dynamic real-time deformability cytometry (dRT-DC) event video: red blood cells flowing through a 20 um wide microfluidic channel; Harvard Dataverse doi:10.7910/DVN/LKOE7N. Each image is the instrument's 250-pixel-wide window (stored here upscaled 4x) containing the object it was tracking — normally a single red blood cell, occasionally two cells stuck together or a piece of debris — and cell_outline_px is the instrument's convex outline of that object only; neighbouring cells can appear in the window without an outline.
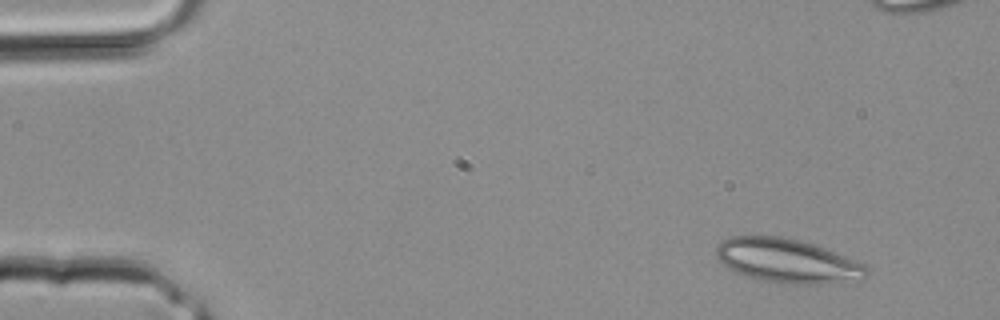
{"species": "common noctule bat (a hibernating species)", "species_latin": "Nyctalus noctula", "temperature_condition": "room temperature", "stored_images_in_passage": 3, "camera_frame_rate_fps": 3000, "um_per_image_px": 0.085, "animal": {"sex": "male", "body_mass_g": 20.4}, "frame": {"image": 1, "passage_image": 1, "time_ms": 0.0, "image_size_px": [1000, 320], "cell_outline_px": [[868, 276], [864, 280], [820, 284], [788, 284], [764, 280], [748, 276], [736, 272], [728, 268], [716, 256], [716, 244], [732, 236], [780, 236], [800, 240], [824, 248], [864, 264], [868, 268]], "centroid_in_image_um": [66.95, 22.18], "position_along_channel_um": 18.1, "area_um2": 38.49}}